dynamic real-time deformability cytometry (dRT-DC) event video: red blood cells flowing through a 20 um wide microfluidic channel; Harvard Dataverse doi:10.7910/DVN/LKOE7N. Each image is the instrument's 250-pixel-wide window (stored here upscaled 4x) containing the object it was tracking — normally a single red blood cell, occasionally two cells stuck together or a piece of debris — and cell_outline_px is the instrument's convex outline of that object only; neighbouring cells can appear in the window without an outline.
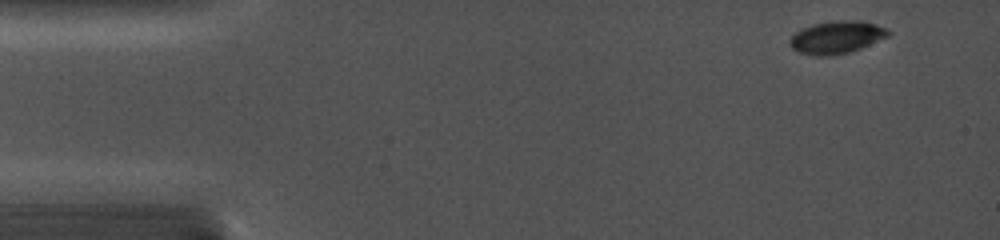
{"species": "common noctule bat (a hibernating species)", "species_latin": "Nyctalus noctula", "temperature_condition": "cold", "stored_images_in_passage": 88, "camera_frame_rate_fps": 5000, "um_per_image_px": 0.085, "animal": {"sex": "female", "body_mass_g": 19.0, "forearm_length_mm": 56.7}, "frame": {"image": 1, "passage_image": 2, "time_ms": 0.4, "image_size_px": [1000, 240], "cell_outline_px": [[892, 32], [888, 36], [860, 48], [848, 52], [828, 56], [816, 56], [800, 52], [792, 48], [788, 40], [796, 32], [812, 24], [836, 20], [864, 20], [888, 28]], "centroid_in_image_um": [71.14, 3.15], "position_along_channel_um": 13.9, "area_um2": 18.67}}
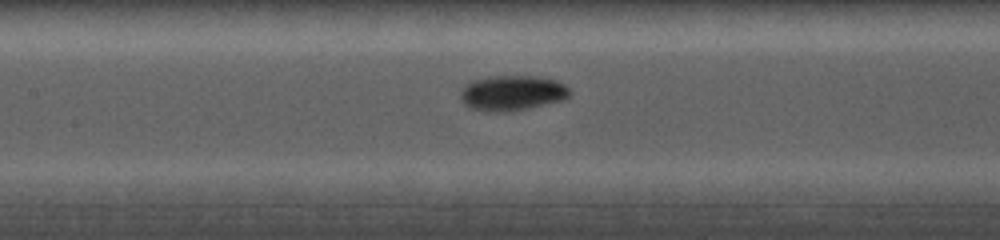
{"frame": {"image": 2, "passage_image": 32, "time_ms": 6.8, "image_size_px": [1000, 240], "cell_outline_px": [[572, 92], [564, 100], [528, 108], [504, 112], [484, 112], [472, 108], [464, 104], [460, 100], [460, 92], [464, 84], [472, 80], [488, 76], [532, 76], [556, 80], [564, 84]], "centroid_in_image_um": [43.49, 7.9], "position_along_channel_um": 163.9, "area_um2": 22.66}}
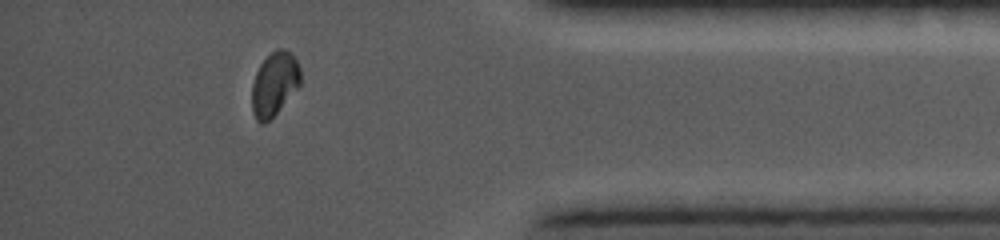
{"frame": {"image": 3, "passage_image": 76, "time_ms": 13.4, "image_size_px": [1000, 240], "cell_outline_px": [[300, 84], [276, 112], [264, 124], [260, 124], [256, 120], [252, 112], [252, 84], [256, 72], [260, 64], [276, 48], [284, 48], [292, 52], [300, 68]], "centroid_in_image_um": [23.31, 7.11], "position_along_channel_um": 411.9, "area_um2": 17.86}}